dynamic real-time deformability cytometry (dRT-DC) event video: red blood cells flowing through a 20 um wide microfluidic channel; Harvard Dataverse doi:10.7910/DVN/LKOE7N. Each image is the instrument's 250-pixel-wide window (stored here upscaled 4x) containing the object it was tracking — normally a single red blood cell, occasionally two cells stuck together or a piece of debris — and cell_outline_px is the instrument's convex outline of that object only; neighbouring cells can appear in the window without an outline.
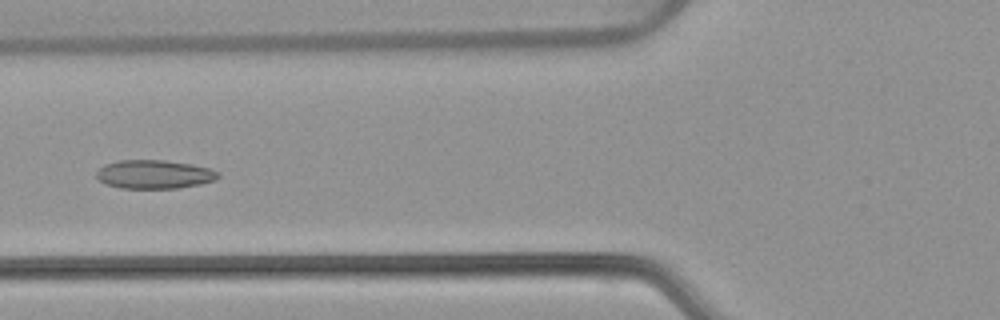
{"species": "common noctule bat (a hibernating species)", "species_latin": "Nyctalus noctula", "temperature_condition": "warm", "stored_images_in_passage": 53, "camera_frame_rate_fps": 3000, "um_per_image_px": 0.085, "animal": {"sex": "female", "body_mass_g": 22.7, "forearm_length_mm": 54.2}, "frame": {"image": 1, "passage_image": 21, "time_ms": 6.667, "image_size_px": [1000, 320], "cell_outline_px": [[220, 176], [216, 180], [200, 184], [180, 188], [120, 188], [108, 184], [100, 180], [96, 176], [96, 172], [104, 164], [120, 160], [164, 160], [192, 164], [212, 168], [220, 172]], "centroid_in_image_um": [13.17, 14.81], "position_along_channel_um": 112.6, "area_um2": 20.46}}
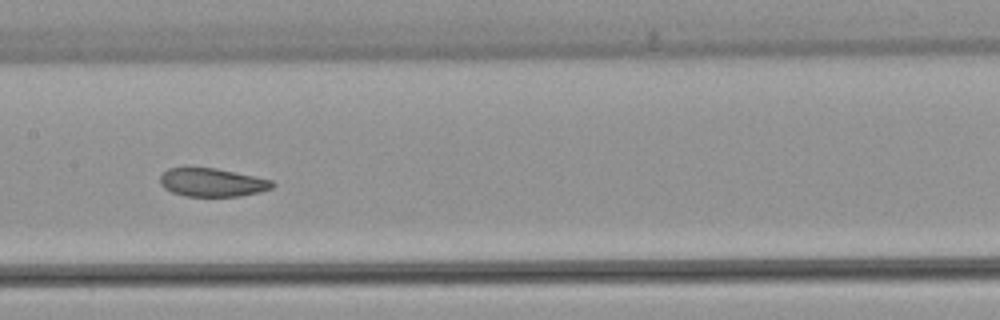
{"frame": {"image": 2, "passage_image": 27, "time_ms": 8.667, "image_size_px": [1000, 320], "cell_outline_px": [[276, 184], [272, 188], [260, 192], [240, 196], [184, 196], [172, 192], [164, 188], [160, 184], [160, 176], [168, 168], [216, 168], [272, 180]], "centroid_in_image_um": [18.04, 15.51], "position_along_channel_um": 189.4, "area_um2": 18.5}}
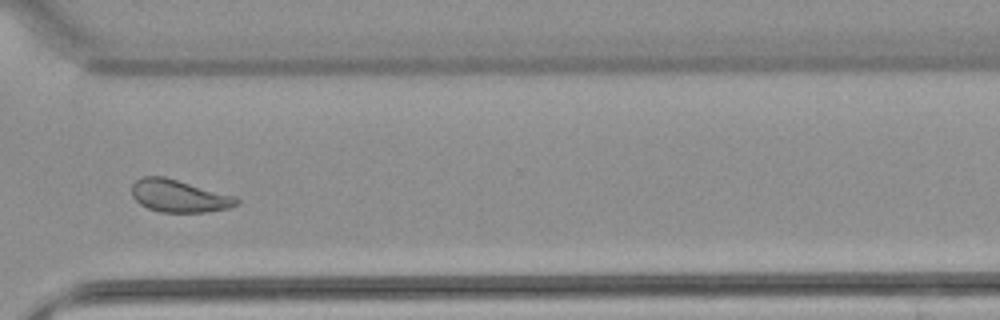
{"frame": {"image": 3, "passage_image": 40, "time_ms": 13.0, "image_size_px": [1000, 320], "cell_outline_px": [[240, 200], [236, 204], [228, 208], [208, 212], [160, 212], [148, 208], [140, 204], [132, 196], [132, 184], [140, 176], [164, 176], [236, 196]], "centroid_in_image_um": [15.2, 16.65], "position_along_channel_um": 355.4, "area_um2": 19.88}, "authors_computed_cell_mechanics": {"area_um2": 20.808, "velocity_mm_per_s": 3.8347, "shape_relaxation_time_tau1_ms": 8.5415, "shape_relaxation_time_tau2_ms": 2.4081, "deformation_change_tau1": 0.1406, "deformation_change_tau2": 0.0868}}